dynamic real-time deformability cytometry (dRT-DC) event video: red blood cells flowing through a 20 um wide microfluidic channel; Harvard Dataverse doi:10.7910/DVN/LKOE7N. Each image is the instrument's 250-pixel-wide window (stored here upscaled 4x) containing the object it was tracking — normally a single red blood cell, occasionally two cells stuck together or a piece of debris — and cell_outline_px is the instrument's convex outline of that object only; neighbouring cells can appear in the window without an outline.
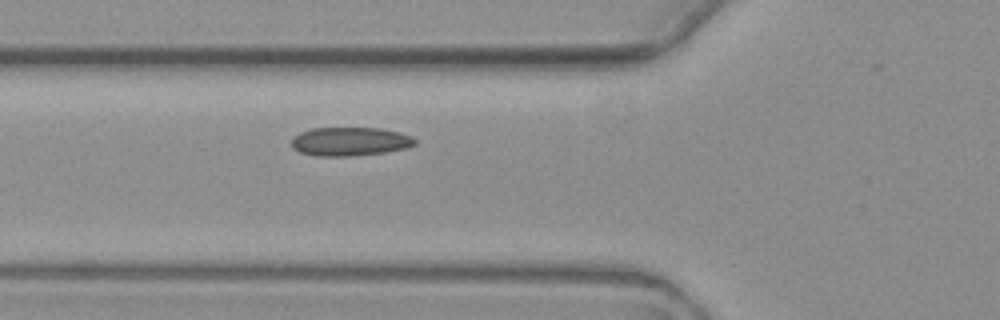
{"species": "common noctule bat (a hibernating species)", "species_latin": "Nyctalus noctula", "temperature_condition": "warm", "stored_images_in_passage": 7, "camera_frame_rate_fps": 3000, "um_per_image_px": 0.085, "animal": {"sex": "female", "body_mass_g": 19.3, "forearm_length_mm": 54.1}, "frame": {"image": 1, "passage_image": 7, "time_ms": 7.333, "image_size_px": [1000, 320], "cell_outline_px": [[416, 144], [408, 148], [384, 152], [352, 156], [320, 156], [300, 152], [292, 148], [292, 136], [300, 132], [312, 128], [380, 128], [400, 132], [412, 136], [416, 140]], "centroid_in_image_um": [29.76, 12.02], "position_along_channel_um": 96.0, "area_um2": 20.75}}